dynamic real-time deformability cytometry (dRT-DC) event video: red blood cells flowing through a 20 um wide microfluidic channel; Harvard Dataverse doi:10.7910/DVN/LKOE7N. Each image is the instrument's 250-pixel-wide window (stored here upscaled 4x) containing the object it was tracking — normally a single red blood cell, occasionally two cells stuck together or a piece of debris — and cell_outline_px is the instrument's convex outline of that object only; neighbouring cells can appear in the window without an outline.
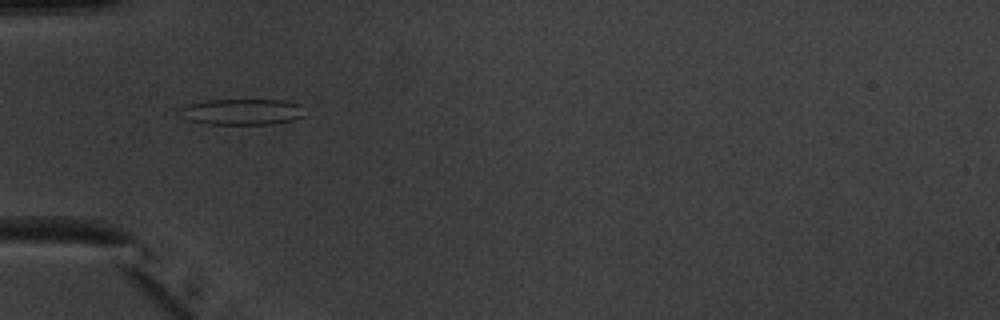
{"species": "common noctule bat (a hibernating species)", "species_latin": "Nyctalus noctula", "temperature_condition": "warm", "stored_images_in_passage": 48, "camera_frame_rate_fps": 3000, "um_per_image_px": 0.085, "animal": {"sex": "male", "body_mass_g": 20.1, "forearm_length_mm": 53.5}, "frame": {"image": 1, "passage_image": 14, "time_ms": 4.333, "image_size_px": [1000, 320], "cell_outline_px": [[304, 116], [292, 120], [272, 124], [208, 124], [188, 120], [180, 108], [192, 104], [208, 100], [284, 100], [300, 104]], "centroid_in_image_um": [20.64, 9.51], "position_along_channel_um": 64.4, "area_um2": 18.55}}
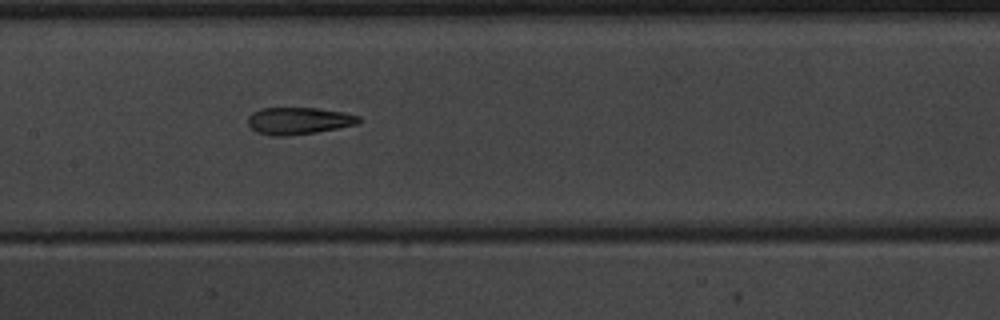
{"frame": {"image": 2, "passage_image": 23, "time_ms": 7.333, "image_size_px": [1000, 320], "cell_outline_px": [[360, 124], [316, 132], [288, 136], [272, 136], [256, 132], [248, 124], [248, 116], [252, 112], [260, 108], [316, 108], [344, 112], [360, 116]], "centroid_in_image_um": [25.39, 10.27], "position_along_channel_um": 182.0, "area_um2": 17.63}}
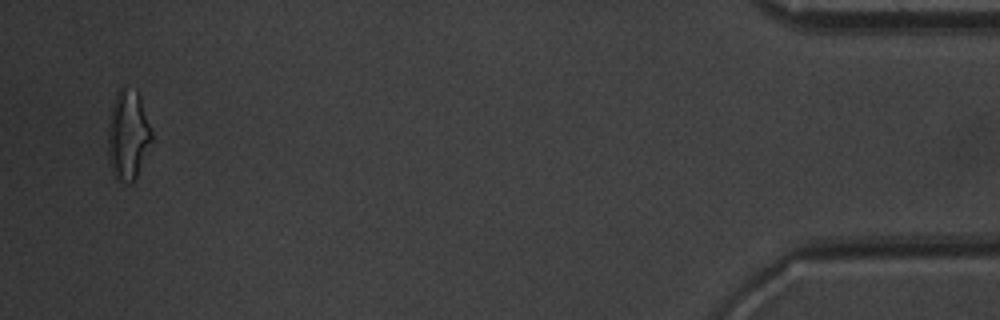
{"frame": {"image": 3, "passage_image": 47, "time_ms": 15.333, "image_size_px": [1000, 320], "cell_outline_px": [[152, 140], [136, 180], [132, 184], [128, 184], [116, 180], [112, 172], [108, 160], [108, 124], [112, 104], [116, 92], [124, 84], [136, 92], [140, 96], [152, 132]], "centroid_in_image_um": [10.87, 11.51], "position_along_channel_um": 424.3, "area_um2": 23.29}, "authors_computed_cell_mechanics": {"area_um2": 18.5249, "velocity_mm_per_s": 3.9713, "shape_relaxation_time_tau1_ms": null, "shape_relaxation_time_tau2_ms": 2.8151, "deformation_change_tau1": null, "deformation_change_tau2": 0.122}}